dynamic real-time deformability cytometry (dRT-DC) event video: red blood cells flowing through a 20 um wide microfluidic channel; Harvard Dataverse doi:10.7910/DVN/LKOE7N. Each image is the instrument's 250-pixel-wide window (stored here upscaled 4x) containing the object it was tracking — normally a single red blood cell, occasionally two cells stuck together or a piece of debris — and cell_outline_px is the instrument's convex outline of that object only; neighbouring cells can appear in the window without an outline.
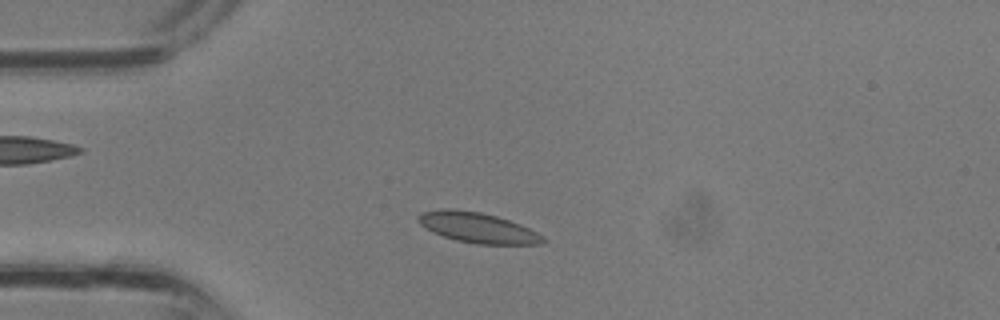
{"species": "common noctule bat (a hibernating species)", "species_latin": "Nyctalus noctula", "temperature_condition": "room temperature", "stored_images_in_passage": 32, "camera_frame_rate_fps": 3000, "um_per_image_px": 0.085, "animal": {"sex": "male", "body_mass_g": 13.3}, "frame": {"image": 1, "passage_image": 5, "time_ms": 1.333, "image_size_px": [1000, 320], "cell_outline_px": [[544, 240], [540, 244], [476, 244], [456, 240], [444, 236], [420, 224], [416, 220], [416, 216], [420, 212], [440, 208], [452, 208], [480, 212], [496, 216], [520, 224], [544, 236]], "centroid_in_image_um": [40.56, 19.33], "position_along_channel_um": 44.4, "area_um2": 21.91}}
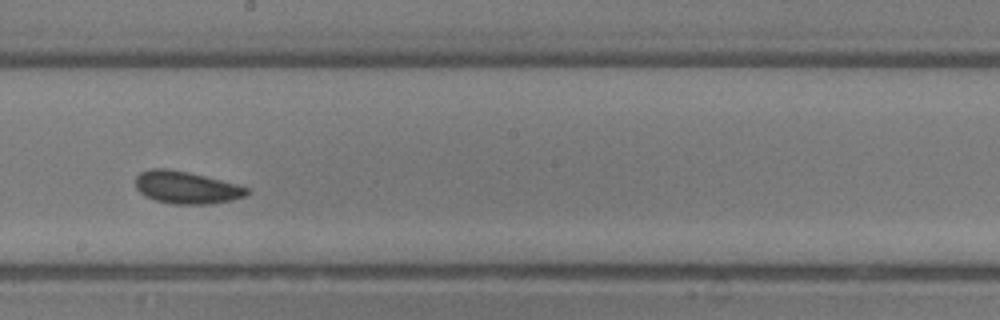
{"frame": {"image": 2, "passage_image": 16, "time_ms": 5.0, "image_size_px": [1000, 320], "cell_outline_px": [[248, 192], [244, 196], [232, 200], [212, 204], [172, 204], [156, 200], [144, 196], [136, 188], [136, 176], [140, 172], [152, 168], [164, 168], [188, 172], [236, 184], [248, 188]], "centroid_in_image_um": [15.81, 15.94], "position_along_channel_um": 232.4, "area_um2": 20.87}}
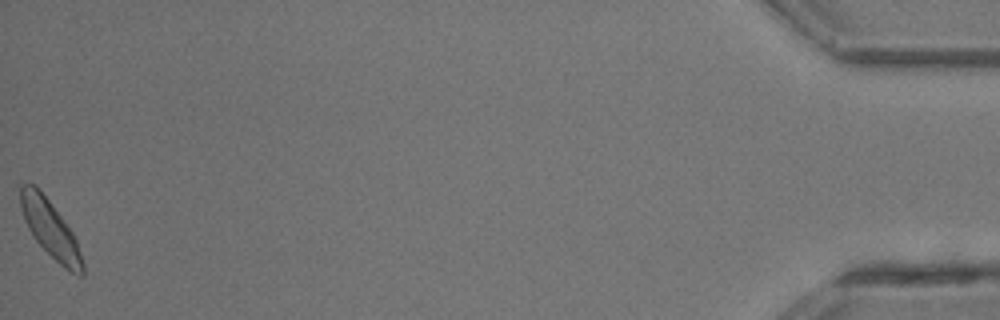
{"frame": {"image": 3, "passage_image": 32, "time_ms": 10.333, "image_size_px": [1000, 320], "cell_outline_px": [[84, 276], [80, 276], [64, 268], [32, 236], [24, 220], [20, 208], [20, 184], [28, 180], [36, 184], [72, 232], [76, 240], [84, 264]], "centroid_in_image_um": [4.24, 19.41], "position_along_channel_um": 431.0, "area_um2": 20.52}}